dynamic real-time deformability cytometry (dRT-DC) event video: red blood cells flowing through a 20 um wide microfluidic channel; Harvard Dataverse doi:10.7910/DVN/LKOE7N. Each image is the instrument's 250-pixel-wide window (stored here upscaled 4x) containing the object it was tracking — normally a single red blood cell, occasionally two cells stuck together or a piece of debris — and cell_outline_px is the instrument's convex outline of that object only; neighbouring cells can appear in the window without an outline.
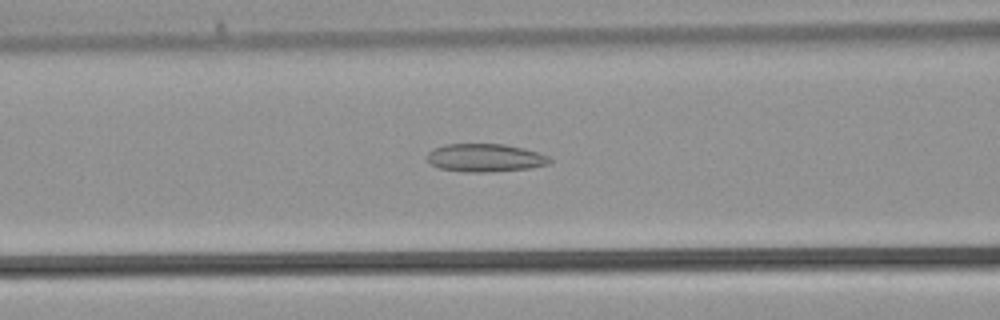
{"species": "common noctule bat (a hibernating species)", "species_latin": "Nyctalus noctula", "temperature_condition": "warm", "stored_images_in_passage": 37, "camera_frame_rate_fps": 3000, "um_per_image_px": 0.085, "animal": {"sex": "male", "body_mass_g": 21.5, "forearm_length_mm": 52.0}, "frame": {"image": 1, "passage_image": 14, "time_ms": 4.333, "image_size_px": [1000, 320], "cell_outline_px": [[552, 160], [548, 164], [532, 168], [488, 172], [464, 172], [440, 168], [432, 164], [428, 160], [428, 152], [436, 148], [448, 144], [504, 144], [524, 148], [548, 156]], "centroid_in_image_um": [41.27, 13.42], "position_along_channel_um": 125.3, "area_um2": 19.88}}
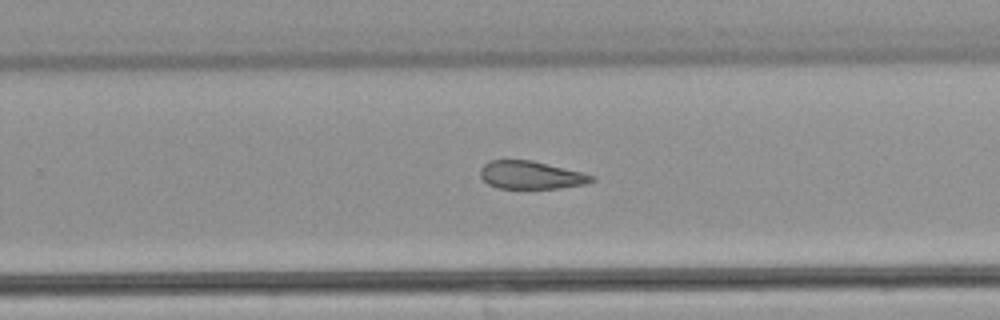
{"frame": {"image": 2, "passage_image": 23, "time_ms": 7.333, "image_size_px": [1000, 320], "cell_outline_px": [[596, 180], [584, 184], [560, 188], [500, 188], [488, 184], [480, 176], [480, 168], [488, 160], [532, 160], [596, 176]], "centroid_in_image_um": [45.12, 14.87], "position_along_channel_um": 284.7, "area_um2": 18.03}}
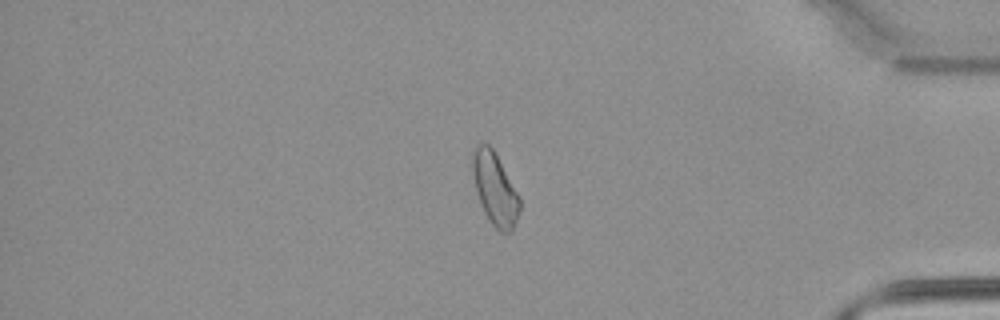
{"frame": {"image": 3, "passage_image": 31, "time_ms": 10.0, "image_size_px": [1000, 320], "cell_outline_px": [[520, 208], [512, 232], [500, 232], [492, 224], [484, 212], [476, 188], [472, 168], [472, 152], [476, 144], [488, 144], [492, 148], [520, 196]], "centroid_in_image_um": [42.08, 16.05], "position_along_channel_um": 393.1, "area_um2": 19.54}}